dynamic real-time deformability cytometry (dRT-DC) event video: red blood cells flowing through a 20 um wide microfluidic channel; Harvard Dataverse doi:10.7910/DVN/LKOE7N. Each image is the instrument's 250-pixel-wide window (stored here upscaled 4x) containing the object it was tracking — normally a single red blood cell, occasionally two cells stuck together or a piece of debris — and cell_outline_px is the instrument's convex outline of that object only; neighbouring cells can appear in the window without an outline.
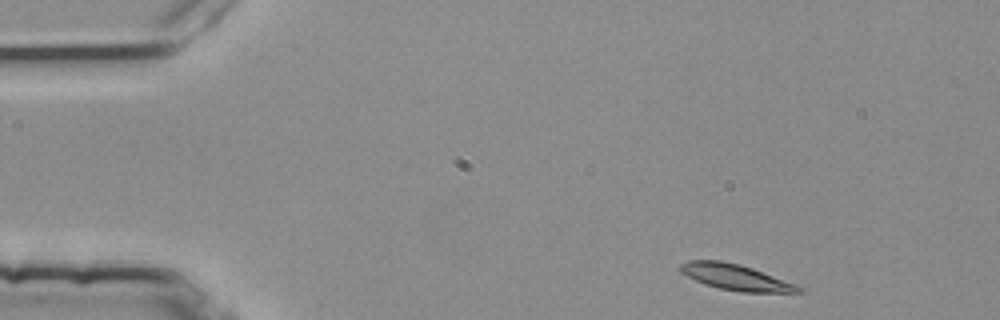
{"species": "common noctule bat (a hibernating species)", "species_latin": "Nyctalus noctula", "temperature_condition": "room temperature", "stored_images_in_passage": 3, "camera_frame_rate_fps": 3000, "um_per_image_px": 0.085, "animal": {"sex": "female", "body_mass_g": 25.1}, "frame": {"image": 1, "passage_image": 1, "time_ms": 0.0, "image_size_px": [1000, 320], "cell_outline_px": [[804, 292], [744, 292], [720, 288], [704, 284], [680, 272], [676, 268], [680, 264], [688, 260], [720, 260], [740, 264], [752, 268], [804, 288]], "centroid_in_image_um": [62.47, 23.55], "position_along_channel_um": 22.5, "area_um2": 17.63}}